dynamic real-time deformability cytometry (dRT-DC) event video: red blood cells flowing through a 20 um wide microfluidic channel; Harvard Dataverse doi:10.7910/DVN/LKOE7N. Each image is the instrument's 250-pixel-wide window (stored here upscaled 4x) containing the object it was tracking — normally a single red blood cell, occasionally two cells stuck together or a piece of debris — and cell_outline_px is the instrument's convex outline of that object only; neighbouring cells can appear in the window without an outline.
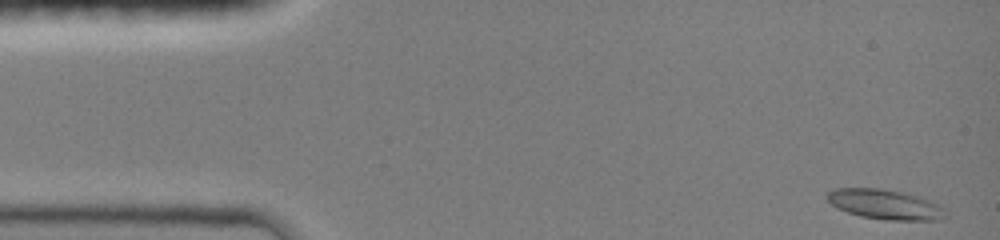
{"species": "common noctule bat (a hibernating species)", "species_latin": "Nyctalus noctula", "temperature_condition": "room temperature", "stored_images_in_passage": 49, "camera_frame_rate_fps": 3000, "um_per_image_px": 0.085, "animal": {"sex": "female", "body_mass_g": 19.0, "forearm_length_mm": 51.5}, "frame": {"image": 1, "passage_image": 1, "time_ms": 0.0, "image_size_px": [1000, 240], "cell_outline_px": [[948, 216], [944, 220], [884, 220], [860, 216], [836, 208], [828, 200], [828, 192], [836, 188], [880, 188], [900, 192], [936, 204]], "centroid_in_image_um": [75.17, 17.39], "position_along_channel_um": 9.8, "area_um2": 20.11}}
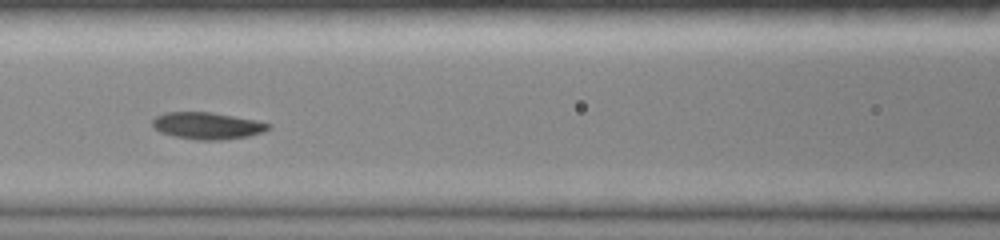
{"frame": {"image": 2, "passage_image": 21, "time_ms": 6.0, "image_size_px": [1000, 240], "cell_outline_px": [[272, 124], [268, 128], [260, 132], [248, 136], [220, 140], [196, 140], [176, 136], [160, 132], [152, 124], [152, 120], [156, 116], [164, 112], [212, 112], [256, 120]], "centroid_in_image_um": [17.6, 10.68], "position_along_channel_um": 149.0, "area_um2": 17.98}}
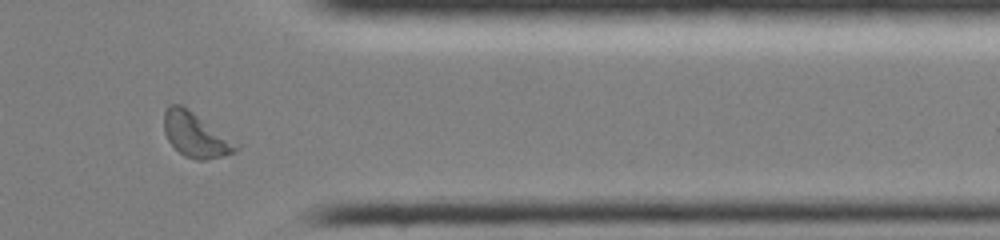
{"frame": {"image": 3, "passage_image": 42, "time_ms": 12.0, "image_size_px": [1000, 240], "cell_outline_px": [[240, 148], [236, 152], [204, 160], [196, 160], [184, 156], [168, 140], [164, 132], [164, 112], [168, 104], [180, 104], [188, 108], [240, 144]], "centroid_in_image_um": [16.64, 11.45], "position_along_channel_um": 394.8, "area_um2": 18.79}, "authors_computed_cell_mechanics": {"area_um2": 17.9758, "velocity_mm_per_s": 4.1354, "shape_relaxation_time_tau1_ms": 2.5768, "shape_relaxation_time_tau2_ms": null, "deformation_change_tau1": 0.1209, "deformation_change_tau2": null}}